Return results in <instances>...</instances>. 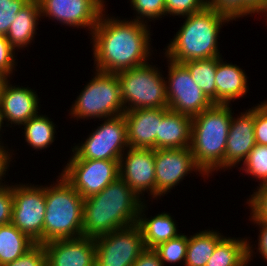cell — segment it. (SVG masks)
I'll use <instances>...</instances> for the list:
<instances>
[{
    "label": "cell",
    "instance_id": "obj_1",
    "mask_svg": "<svg viewBox=\"0 0 267 266\" xmlns=\"http://www.w3.org/2000/svg\"><path fill=\"white\" fill-rule=\"evenodd\" d=\"M105 13L91 33L93 70L118 73L150 61L153 47L148 23Z\"/></svg>",
    "mask_w": 267,
    "mask_h": 266
},
{
    "label": "cell",
    "instance_id": "obj_2",
    "mask_svg": "<svg viewBox=\"0 0 267 266\" xmlns=\"http://www.w3.org/2000/svg\"><path fill=\"white\" fill-rule=\"evenodd\" d=\"M144 201L119 176L98 194L84 199L82 236H98L137 224Z\"/></svg>",
    "mask_w": 267,
    "mask_h": 266
},
{
    "label": "cell",
    "instance_id": "obj_3",
    "mask_svg": "<svg viewBox=\"0 0 267 266\" xmlns=\"http://www.w3.org/2000/svg\"><path fill=\"white\" fill-rule=\"evenodd\" d=\"M185 19L173 39L165 46L167 59L177 63L221 57L218 40L220 29L231 22L214 9L206 6L202 11L183 16Z\"/></svg>",
    "mask_w": 267,
    "mask_h": 266
},
{
    "label": "cell",
    "instance_id": "obj_4",
    "mask_svg": "<svg viewBox=\"0 0 267 266\" xmlns=\"http://www.w3.org/2000/svg\"><path fill=\"white\" fill-rule=\"evenodd\" d=\"M232 105L213 104L192 117L190 151L194 161L209 178L224 170V156L232 119Z\"/></svg>",
    "mask_w": 267,
    "mask_h": 266
},
{
    "label": "cell",
    "instance_id": "obj_5",
    "mask_svg": "<svg viewBox=\"0 0 267 266\" xmlns=\"http://www.w3.org/2000/svg\"><path fill=\"white\" fill-rule=\"evenodd\" d=\"M59 174L55 183L45 186L44 243L82 236L84 199Z\"/></svg>",
    "mask_w": 267,
    "mask_h": 266
},
{
    "label": "cell",
    "instance_id": "obj_6",
    "mask_svg": "<svg viewBox=\"0 0 267 266\" xmlns=\"http://www.w3.org/2000/svg\"><path fill=\"white\" fill-rule=\"evenodd\" d=\"M93 78L82 88L70 109L71 118H111L125 112L120 81L116 73L95 70Z\"/></svg>",
    "mask_w": 267,
    "mask_h": 266
},
{
    "label": "cell",
    "instance_id": "obj_7",
    "mask_svg": "<svg viewBox=\"0 0 267 266\" xmlns=\"http://www.w3.org/2000/svg\"><path fill=\"white\" fill-rule=\"evenodd\" d=\"M160 70L147 62L116 73L125 111L168 108L165 78Z\"/></svg>",
    "mask_w": 267,
    "mask_h": 266
},
{
    "label": "cell",
    "instance_id": "obj_8",
    "mask_svg": "<svg viewBox=\"0 0 267 266\" xmlns=\"http://www.w3.org/2000/svg\"><path fill=\"white\" fill-rule=\"evenodd\" d=\"M104 122L72 148L69 160H120L127 150V123L124 115L104 118Z\"/></svg>",
    "mask_w": 267,
    "mask_h": 266
},
{
    "label": "cell",
    "instance_id": "obj_9",
    "mask_svg": "<svg viewBox=\"0 0 267 266\" xmlns=\"http://www.w3.org/2000/svg\"><path fill=\"white\" fill-rule=\"evenodd\" d=\"M12 184L11 223L36 244H44L45 186Z\"/></svg>",
    "mask_w": 267,
    "mask_h": 266
},
{
    "label": "cell",
    "instance_id": "obj_10",
    "mask_svg": "<svg viewBox=\"0 0 267 266\" xmlns=\"http://www.w3.org/2000/svg\"><path fill=\"white\" fill-rule=\"evenodd\" d=\"M167 61L168 76L164 78L168 109L191 117L209 109L213 103L197 86L188 68L183 63Z\"/></svg>",
    "mask_w": 267,
    "mask_h": 266
},
{
    "label": "cell",
    "instance_id": "obj_11",
    "mask_svg": "<svg viewBox=\"0 0 267 266\" xmlns=\"http://www.w3.org/2000/svg\"><path fill=\"white\" fill-rule=\"evenodd\" d=\"M95 266H133L145 250L140 227L135 224L94 238Z\"/></svg>",
    "mask_w": 267,
    "mask_h": 266
},
{
    "label": "cell",
    "instance_id": "obj_12",
    "mask_svg": "<svg viewBox=\"0 0 267 266\" xmlns=\"http://www.w3.org/2000/svg\"><path fill=\"white\" fill-rule=\"evenodd\" d=\"M61 174L86 199L119 177V160H68Z\"/></svg>",
    "mask_w": 267,
    "mask_h": 266
},
{
    "label": "cell",
    "instance_id": "obj_13",
    "mask_svg": "<svg viewBox=\"0 0 267 266\" xmlns=\"http://www.w3.org/2000/svg\"><path fill=\"white\" fill-rule=\"evenodd\" d=\"M41 18L68 27L86 28L90 35L105 11L104 0H38Z\"/></svg>",
    "mask_w": 267,
    "mask_h": 266
},
{
    "label": "cell",
    "instance_id": "obj_14",
    "mask_svg": "<svg viewBox=\"0 0 267 266\" xmlns=\"http://www.w3.org/2000/svg\"><path fill=\"white\" fill-rule=\"evenodd\" d=\"M193 171L208 179L195 163L190 148L155 149L157 200L165 194L167 195Z\"/></svg>",
    "mask_w": 267,
    "mask_h": 266
},
{
    "label": "cell",
    "instance_id": "obj_15",
    "mask_svg": "<svg viewBox=\"0 0 267 266\" xmlns=\"http://www.w3.org/2000/svg\"><path fill=\"white\" fill-rule=\"evenodd\" d=\"M119 176L145 201L156 199L155 149L128 148L119 160ZM145 198V199H143Z\"/></svg>",
    "mask_w": 267,
    "mask_h": 266
},
{
    "label": "cell",
    "instance_id": "obj_16",
    "mask_svg": "<svg viewBox=\"0 0 267 266\" xmlns=\"http://www.w3.org/2000/svg\"><path fill=\"white\" fill-rule=\"evenodd\" d=\"M43 246L46 266H95L96 249L92 237L52 240Z\"/></svg>",
    "mask_w": 267,
    "mask_h": 266
},
{
    "label": "cell",
    "instance_id": "obj_17",
    "mask_svg": "<svg viewBox=\"0 0 267 266\" xmlns=\"http://www.w3.org/2000/svg\"><path fill=\"white\" fill-rule=\"evenodd\" d=\"M40 99L36 91L30 87L10 84V78L5 82L0 95V111L6 127L22 126L30 118L40 112ZM11 124V125H10Z\"/></svg>",
    "mask_w": 267,
    "mask_h": 266
},
{
    "label": "cell",
    "instance_id": "obj_18",
    "mask_svg": "<svg viewBox=\"0 0 267 266\" xmlns=\"http://www.w3.org/2000/svg\"><path fill=\"white\" fill-rule=\"evenodd\" d=\"M229 128L226 151L224 156V169L230 170L242 164L256 145L254 134V106L247 109L237 117H233ZM237 165V166H236Z\"/></svg>",
    "mask_w": 267,
    "mask_h": 266
},
{
    "label": "cell",
    "instance_id": "obj_19",
    "mask_svg": "<svg viewBox=\"0 0 267 266\" xmlns=\"http://www.w3.org/2000/svg\"><path fill=\"white\" fill-rule=\"evenodd\" d=\"M123 115L127 123L128 147L159 149L161 108L128 110Z\"/></svg>",
    "mask_w": 267,
    "mask_h": 266
},
{
    "label": "cell",
    "instance_id": "obj_20",
    "mask_svg": "<svg viewBox=\"0 0 267 266\" xmlns=\"http://www.w3.org/2000/svg\"><path fill=\"white\" fill-rule=\"evenodd\" d=\"M246 73L236 64L223 61L222 56L217 57L216 82V104L231 105L240 97L247 94L248 81Z\"/></svg>",
    "mask_w": 267,
    "mask_h": 266
},
{
    "label": "cell",
    "instance_id": "obj_21",
    "mask_svg": "<svg viewBox=\"0 0 267 266\" xmlns=\"http://www.w3.org/2000/svg\"><path fill=\"white\" fill-rule=\"evenodd\" d=\"M191 128V116L161 108L159 149L189 148Z\"/></svg>",
    "mask_w": 267,
    "mask_h": 266
},
{
    "label": "cell",
    "instance_id": "obj_22",
    "mask_svg": "<svg viewBox=\"0 0 267 266\" xmlns=\"http://www.w3.org/2000/svg\"><path fill=\"white\" fill-rule=\"evenodd\" d=\"M142 203L137 225L140 227L145 249H153L162 242H166L181 234L178 231L176 220L170 213L155 214L154 217L146 216L147 204ZM146 208V209H145ZM148 217V218H147Z\"/></svg>",
    "mask_w": 267,
    "mask_h": 266
},
{
    "label": "cell",
    "instance_id": "obj_23",
    "mask_svg": "<svg viewBox=\"0 0 267 266\" xmlns=\"http://www.w3.org/2000/svg\"><path fill=\"white\" fill-rule=\"evenodd\" d=\"M247 238L224 236L205 266H248L255 249Z\"/></svg>",
    "mask_w": 267,
    "mask_h": 266
},
{
    "label": "cell",
    "instance_id": "obj_24",
    "mask_svg": "<svg viewBox=\"0 0 267 266\" xmlns=\"http://www.w3.org/2000/svg\"><path fill=\"white\" fill-rule=\"evenodd\" d=\"M39 20L41 21L39 2L30 0L17 13L5 36L14 49L18 51L31 45L37 34Z\"/></svg>",
    "mask_w": 267,
    "mask_h": 266
},
{
    "label": "cell",
    "instance_id": "obj_25",
    "mask_svg": "<svg viewBox=\"0 0 267 266\" xmlns=\"http://www.w3.org/2000/svg\"><path fill=\"white\" fill-rule=\"evenodd\" d=\"M223 233L214 230H202L188 236V245L184 266H205Z\"/></svg>",
    "mask_w": 267,
    "mask_h": 266
},
{
    "label": "cell",
    "instance_id": "obj_26",
    "mask_svg": "<svg viewBox=\"0 0 267 266\" xmlns=\"http://www.w3.org/2000/svg\"><path fill=\"white\" fill-rule=\"evenodd\" d=\"M35 244L12 223L0 225V266L16 260Z\"/></svg>",
    "mask_w": 267,
    "mask_h": 266
},
{
    "label": "cell",
    "instance_id": "obj_27",
    "mask_svg": "<svg viewBox=\"0 0 267 266\" xmlns=\"http://www.w3.org/2000/svg\"><path fill=\"white\" fill-rule=\"evenodd\" d=\"M56 124L47 116L38 114L23 124L24 139L36 151L50 147L55 141Z\"/></svg>",
    "mask_w": 267,
    "mask_h": 266
},
{
    "label": "cell",
    "instance_id": "obj_28",
    "mask_svg": "<svg viewBox=\"0 0 267 266\" xmlns=\"http://www.w3.org/2000/svg\"><path fill=\"white\" fill-rule=\"evenodd\" d=\"M190 71L193 80L205 96L216 104V68L217 57L201 60L185 61L183 63Z\"/></svg>",
    "mask_w": 267,
    "mask_h": 266
},
{
    "label": "cell",
    "instance_id": "obj_29",
    "mask_svg": "<svg viewBox=\"0 0 267 266\" xmlns=\"http://www.w3.org/2000/svg\"><path fill=\"white\" fill-rule=\"evenodd\" d=\"M238 169L244 171L260 184L267 183V145L256 144Z\"/></svg>",
    "mask_w": 267,
    "mask_h": 266
},
{
    "label": "cell",
    "instance_id": "obj_30",
    "mask_svg": "<svg viewBox=\"0 0 267 266\" xmlns=\"http://www.w3.org/2000/svg\"><path fill=\"white\" fill-rule=\"evenodd\" d=\"M188 245V235L183 233L166 242L157 245L153 250L158 254L159 259L164 266L166 264H185L186 252ZM180 262V263H179Z\"/></svg>",
    "mask_w": 267,
    "mask_h": 266
},
{
    "label": "cell",
    "instance_id": "obj_31",
    "mask_svg": "<svg viewBox=\"0 0 267 266\" xmlns=\"http://www.w3.org/2000/svg\"><path fill=\"white\" fill-rule=\"evenodd\" d=\"M136 12L133 20L147 23L165 17V0H129ZM148 21H147V20ZM151 19V20H150Z\"/></svg>",
    "mask_w": 267,
    "mask_h": 266
},
{
    "label": "cell",
    "instance_id": "obj_32",
    "mask_svg": "<svg viewBox=\"0 0 267 266\" xmlns=\"http://www.w3.org/2000/svg\"><path fill=\"white\" fill-rule=\"evenodd\" d=\"M207 0H165V16L183 17L202 11Z\"/></svg>",
    "mask_w": 267,
    "mask_h": 266
},
{
    "label": "cell",
    "instance_id": "obj_33",
    "mask_svg": "<svg viewBox=\"0 0 267 266\" xmlns=\"http://www.w3.org/2000/svg\"><path fill=\"white\" fill-rule=\"evenodd\" d=\"M30 0H0V36H6L17 13Z\"/></svg>",
    "mask_w": 267,
    "mask_h": 266
},
{
    "label": "cell",
    "instance_id": "obj_34",
    "mask_svg": "<svg viewBox=\"0 0 267 266\" xmlns=\"http://www.w3.org/2000/svg\"><path fill=\"white\" fill-rule=\"evenodd\" d=\"M207 6L230 21H236L238 18L244 17L243 0H207Z\"/></svg>",
    "mask_w": 267,
    "mask_h": 266
},
{
    "label": "cell",
    "instance_id": "obj_35",
    "mask_svg": "<svg viewBox=\"0 0 267 266\" xmlns=\"http://www.w3.org/2000/svg\"><path fill=\"white\" fill-rule=\"evenodd\" d=\"M16 49L12 47L5 36H0V71L8 78L16 71Z\"/></svg>",
    "mask_w": 267,
    "mask_h": 266
},
{
    "label": "cell",
    "instance_id": "obj_36",
    "mask_svg": "<svg viewBox=\"0 0 267 266\" xmlns=\"http://www.w3.org/2000/svg\"><path fill=\"white\" fill-rule=\"evenodd\" d=\"M254 134L256 144L267 145V100L254 106Z\"/></svg>",
    "mask_w": 267,
    "mask_h": 266
},
{
    "label": "cell",
    "instance_id": "obj_37",
    "mask_svg": "<svg viewBox=\"0 0 267 266\" xmlns=\"http://www.w3.org/2000/svg\"><path fill=\"white\" fill-rule=\"evenodd\" d=\"M4 266H46V253L43 244H35L19 258Z\"/></svg>",
    "mask_w": 267,
    "mask_h": 266
},
{
    "label": "cell",
    "instance_id": "obj_38",
    "mask_svg": "<svg viewBox=\"0 0 267 266\" xmlns=\"http://www.w3.org/2000/svg\"><path fill=\"white\" fill-rule=\"evenodd\" d=\"M12 185H0V225H7L12 220Z\"/></svg>",
    "mask_w": 267,
    "mask_h": 266
},
{
    "label": "cell",
    "instance_id": "obj_39",
    "mask_svg": "<svg viewBox=\"0 0 267 266\" xmlns=\"http://www.w3.org/2000/svg\"><path fill=\"white\" fill-rule=\"evenodd\" d=\"M246 204L251 209L250 212H267V183L257 186Z\"/></svg>",
    "mask_w": 267,
    "mask_h": 266
},
{
    "label": "cell",
    "instance_id": "obj_40",
    "mask_svg": "<svg viewBox=\"0 0 267 266\" xmlns=\"http://www.w3.org/2000/svg\"><path fill=\"white\" fill-rule=\"evenodd\" d=\"M249 221H251L253 224H257L258 225V229L259 230V235H258V245L255 248L263 258L264 261L267 262V224L261 220V219H256L254 218L251 214L249 216Z\"/></svg>",
    "mask_w": 267,
    "mask_h": 266
},
{
    "label": "cell",
    "instance_id": "obj_41",
    "mask_svg": "<svg viewBox=\"0 0 267 266\" xmlns=\"http://www.w3.org/2000/svg\"><path fill=\"white\" fill-rule=\"evenodd\" d=\"M133 266H164L158 254L153 249H145Z\"/></svg>",
    "mask_w": 267,
    "mask_h": 266
},
{
    "label": "cell",
    "instance_id": "obj_42",
    "mask_svg": "<svg viewBox=\"0 0 267 266\" xmlns=\"http://www.w3.org/2000/svg\"><path fill=\"white\" fill-rule=\"evenodd\" d=\"M4 144L0 143V185L5 184V182L3 183L2 181H4L2 178H6V171L8 174V169L10 167V162L13 163L12 159H15L14 157L12 158V156L14 155V153L12 151L14 150H10L8 148V146H3ZM10 151V152H8Z\"/></svg>",
    "mask_w": 267,
    "mask_h": 266
},
{
    "label": "cell",
    "instance_id": "obj_43",
    "mask_svg": "<svg viewBox=\"0 0 267 266\" xmlns=\"http://www.w3.org/2000/svg\"><path fill=\"white\" fill-rule=\"evenodd\" d=\"M244 1V17L248 15L261 14L266 17V0H243ZM253 14V15H252Z\"/></svg>",
    "mask_w": 267,
    "mask_h": 266
},
{
    "label": "cell",
    "instance_id": "obj_44",
    "mask_svg": "<svg viewBox=\"0 0 267 266\" xmlns=\"http://www.w3.org/2000/svg\"><path fill=\"white\" fill-rule=\"evenodd\" d=\"M250 214L256 219L263 220L267 224V212H251Z\"/></svg>",
    "mask_w": 267,
    "mask_h": 266
},
{
    "label": "cell",
    "instance_id": "obj_45",
    "mask_svg": "<svg viewBox=\"0 0 267 266\" xmlns=\"http://www.w3.org/2000/svg\"><path fill=\"white\" fill-rule=\"evenodd\" d=\"M7 80H8V77L0 71V95L2 92V88Z\"/></svg>",
    "mask_w": 267,
    "mask_h": 266
},
{
    "label": "cell",
    "instance_id": "obj_46",
    "mask_svg": "<svg viewBox=\"0 0 267 266\" xmlns=\"http://www.w3.org/2000/svg\"><path fill=\"white\" fill-rule=\"evenodd\" d=\"M3 125H4V121H3V117H2V114H1V111H0V143H2V144H4V143H3L4 141L1 140V139H2L1 137H2V135H3L2 133H3V131H4V130L2 129V127H6L5 125H4V126H3ZM1 132H2V133H1Z\"/></svg>",
    "mask_w": 267,
    "mask_h": 266
},
{
    "label": "cell",
    "instance_id": "obj_47",
    "mask_svg": "<svg viewBox=\"0 0 267 266\" xmlns=\"http://www.w3.org/2000/svg\"><path fill=\"white\" fill-rule=\"evenodd\" d=\"M266 19H267V0H266Z\"/></svg>",
    "mask_w": 267,
    "mask_h": 266
}]
</instances>
